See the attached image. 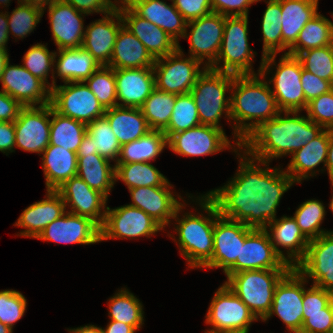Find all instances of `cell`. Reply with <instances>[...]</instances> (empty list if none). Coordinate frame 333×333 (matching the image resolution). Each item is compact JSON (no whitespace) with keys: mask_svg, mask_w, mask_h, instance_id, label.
I'll use <instances>...</instances> for the list:
<instances>
[{"mask_svg":"<svg viewBox=\"0 0 333 333\" xmlns=\"http://www.w3.org/2000/svg\"><path fill=\"white\" fill-rule=\"evenodd\" d=\"M240 161L235 177L224 185L207 193L215 203L219 215L254 229H265L276 219V208L284 192L295 183L280 169L256 166L250 157Z\"/></svg>","mask_w":333,"mask_h":333,"instance_id":"cell-1","label":"cell"},{"mask_svg":"<svg viewBox=\"0 0 333 333\" xmlns=\"http://www.w3.org/2000/svg\"><path fill=\"white\" fill-rule=\"evenodd\" d=\"M282 113L261 123L241 144V148L247 149L243 151L244 154L252 156L264 166H269L273 158L292 155L324 130L308 116L297 115L298 111H284V117ZM290 114L294 116L289 117Z\"/></svg>","mask_w":333,"mask_h":333,"instance_id":"cell-2","label":"cell"},{"mask_svg":"<svg viewBox=\"0 0 333 333\" xmlns=\"http://www.w3.org/2000/svg\"><path fill=\"white\" fill-rule=\"evenodd\" d=\"M257 74L235 75L232 82L230 119L236 121L234 135L239 149L254 129L281 112L268 82L260 80Z\"/></svg>","mask_w":333,"mask_h":333,"instance_id":"cell-3","label":"cell"},{"mask_svg":"<svg viewBox=\"0 0 333 333\" xmlns=\"http://www.w3.org/2000/svg\"><path fill=\"white\" fill-rule=\"evenodd\" d=\"M203 214L194 215L186 213L182 219H178L179 212L185 206L181 204L174 215L178 225L175 227L178 232V242L181 254L188 261L191 268H202L212 257L213 253V230L215 219L219 216L215 203L206 195L199 198Z\"/></svg>","mask_w":333,"mask_h":333,"instance_id":"cell-4","label":"cell"},{"mask_svg":"<svg viewBox=\"0 0 333 333\" xmlns=\"http://www.w3.org/2000/svg\"><path fill=\"white\" fill-rule=\"evenodd\" d=\"M289 270H244L227 275L225 284L258 319L271 310L276 285Z\"/></svg>","mask_w":333,"mask_h":333,"instance_id":"cell-5","label":"cell"},{"mask_svg":"<svg viewBox=\"0 0 333 333\" xmlns=\"http://www.w3.org/2000/svg\"><path fill=\"white\" fill-rule=\"evenodd\" d=\"M235 74L219 72L207 67L198 77L190 90L201 125L219 127L221 115L225 112L230 119V97L225 98L226 91H231Z\"/></svg>","mask_w":333,"mask_h":333,"instance_id":"cell-6","label":"cell"},{"mask_svg":"<svg viewBox=\"0 0 333 333\" xmlns=\"http://www.w3.org/2000/svg\"><path fill=\"white\" fill-rule=\"evenodd\" d=\"M247 35L248 16L225 17L221 47L216 61L209 68L235 75L256 74L251 66L255 52L249 47Z\"/></svg>","mask_w":333,"mask_h":333,"instance_id":"cell-7","label":"cell"},{"mask_svg":"<svg viewBox=\"0 0 333 333\" xmlns=\"http://www.w3.org/2000/svg\"><path fill=\"white\" fill-rule=\"evenodd\" d=\"M258 319L241 299L224 283L215 292L206 315L213 329L205 333H248Z\"/></svg>","mask_w":333,"mask_h":333,"instance_id":"cell-8","label":"cell"},{"mask_svg":"<svg viewBox=\"0 0 333 333\" xmlns=\"http://www.w3.org/2000/svg\"><path fill=\"white\" fill-rule=\"evenodd\" d=\"M178 48L173 52L158 58L153 65L155 88L174 95L187 94L193 88L198 77L205 71L200 70L201 61L191 56L183 59V52Z\"/></svg>","mask_w":333,"mask_h":333,"instance_id":"cell-9","label":"cell"},{"mask_svg":"<svg viewBox=\"0 0 333 333\" xmlns=\"http://www.w3.org/2000/svg\"><path fill=\"white\" fill-rule=\"evenodd\" d=\"M254 228L218 216L213 230V253L211 259L202 268H222L226 276L240 272L241 244Z\"/></svg>","mask_w":333,"mask_h":333,"instance_id":"cell-10","label":"cell"},{"mask_svg":"<svg viewBox=\"0 0 333 333\" xmlns=\"http://www.w3.org/2000/svg\"><path fill=\"white\" fill-rule=\"evenodd\" d=\"M85 82H65L51 88L50 104L59 114L89 124L103 117L105 109Z\"/></svg>","mask_w":333,"mask_h":333,"instance_id":"cell-11","label":"cell"},{"mask_svg":"<svg viewBox=\"0 0 333 333\" xmlns=\"http://www.w3.org/2000/svg\"><path fill=\"white\" fill-rule=\"evenodd\" d=\"M308 282L295 267H292L276 285L271 310L263 322L276 314L291 333H300L303 325L304 283Z\"/></svg>","mask_w":333,"mask_h":333,"instance_id":"cell-12","label":"cell"},{"mask_svg":"<svg viewBox=\"0 0 333 333\" xmlns=\"http://www.w3.org/2000/svg\"><path fill=\"white\" fill-rule=\"evenodd\" d=\"M163 227L141 209L125 205L110 209L107 207L103 225L100 227V241L145 236L150 237Z\"/></svg>","mask_w":333,"mask_h":333,"instance_id":"cell-13","label":"cell"},{"mask_svg":"<svg viewBox=\"0 0 333 333\" xmlns=\"http://www.w3.org/2000/svg\"><path fill=\"white\" fill-rule=\"evenodd\" d=\"M269 83H273L271 89L276 98L277 105L281 111H300L305 110L307 101L302 89L301 75L302 65L300 60L293 55L285 54L279 60Z\"/></svg>","mask_w":333,"mask_h":333,"instance_id":"cell-14","label":"cell"},{"mask_svg":"<svg viewBox=\"0 0 333 333\" xmlns=\"http://www.w3.org/2000/svg\"><path fill=\"white\" fill-rule=\"evenodd\" d=\"M224 26L225 16L215 12L187 22L183 38L190 41L189 56L202 63H204V58H207L208 62L205 63V66L210 67L217 59L223 39ZM187 27L191 28L189 35Z\"/></svg>","mask_w":333,"mask_h":333,"instance_id":"cell-15","label":"cell"},{"mask_svg":"<svg viewBox=\"0 0 333 333\" xmlns=\"http://www.w3.org/2000/svg\"><path fill=\"white\" fill-rule=\"evenodd\" d=\"M51 104L24 107L14 121L15 147L24 151L42 153L50 140Z\"/></svg>","mask_w":333,"mask_h":333,"instance_id":"cell-16","label":"cell"},{"mask_svg":"<svg viewBox=\"0 0 333 333\" xmlns=\"http://www.w3.org/2000/svg\"><path fill=\"white\" fill-rule=\"evenodd\" d=\"M0 82L2 91L20 102L24 107L48 105L50 103L51 89L32 75L22 65H9L4 67Z\"/></svg>","mask_w":333,"mask_h":333,"instance_id":"cell-17","label":"cell"},{"mask_svg":"<svg viewBox=\"0 0 333 333\" xmlns=\"http://www.w3.org/2000/svg\"><path fill=\"white\" fill-rule=\"evenodd\" d=\"M230 144L221 128L209 125L177 132L168 139V147L183 156L211 155L229 148Z\"/></svg>","mask_w":333,"mask_h":333,"instance_id":"cell-18","label":"cell"},{"mask_svg":"<svg viewBox=\"0 0 333 333\" xmlns=\"http://www.w3.org/2000/svg\"><path fill=\"white\" fill-rule=\"evenodd\" d=\"M56 191L61 195L65 206L71 203L69 205L70 213L90 218L99 227L103 225L108 198L99 191L92 189L79 176L71 177Z\"/></svg>","mask_w":333,"mask_h":333,"instance_id":"cell-19","label":"cell"},{"mask_svg":"<svg viewBox=\"0 0 333 333\" xmlns=\"http://www.w3.org/2000/svg\"><path fill=\"white\" fill-rule=\"evenodd\" d=\"M295 268L315 286L333 293V231L310 240L305 258Z\"/></svg>","mask_w":333,"mask_h":333,"instance_id":"cell-20","label":"cell"},{"mask_svg":"<svg viewBox=\"0 0 333 333\" xmlns=\"http://www.w3.org/2000/svg\"><path fill=\"white\" fill-rule=\"evenodd\" d=\"M37 239L65 244H95L101 242L100 227L90 218L66 211L49 224Z\"/></svg>","mask_w":333,"mask_h":333,"instance_id":"cell-21","label":"cell"},{"mask_svg":"<svg viewBox=\"0 0 333 333\" xmlns=\"http://www.w3.org/2000/svg\"><path fill=\"white\" fill-rule=\"evenodd\" d=\"M276 252L267 229H253L241 244L240 271L244 270H290Z\"/></svg>","mask_w":333,"mask_h":333,"instance_id":"cell-22","label":"cell"},{"mask_svg":"<svg viewBox=\"0 0 333 333\" xmlns=\"http://www.w3.org/2000/svg\"><path fill=\"white\" fill-rule=\"evenodd\" d=\"M116 19L115 22L113 19ZM123 19L118 8L102 19L92 22L85 29L81 48L89 52L100 66H108L112 57L114 44Z\"/></svg>","mask_w":333,"mask_h":333,"instance_id":"cell-23","label":"cell"},{"mask_svg":"<svg viewBox=\"0 0 333 333\" xmlns=\"http://www.w3.org/2000/svg\"><path fill=\"white\" fill-rule=\"evenodd\" d=\"M48 8L51 32L58 50L81 48L85 33L82 14L85 13L61 0H54Z\"/></svg>","mask_w":333,"mask_h":333,"instance_id":"cell-24","label":"cell"},{"mask_svg":"<svg viewBox=\"0 0 333 333\" xmlns=\"http://www.w3.org/2000/svg\"><path fill=\"white\" fill-rule=\"evenodd\" d=\"M124 26L135 35L156 60L173 53L178 43L164 30L138 16L129 6L117 7Z\"/></svg>","mask_w":333,"mask_h":333,"instance_id":"cell-25","label":"cell"},{"mask_svg":"<svg viewBox=\"0 0 333 333\" xmlns=\"http://www.w3.org/2000/svg\"><path fill=\"white\" fill-rule=\"evenodd\" d=\"M169 181L164 186L135 187L129 189L132 203L129 204L141 209L163 228L174 218L177 208L182 204L173 196Z\"/></svg>","mask_w":333,"mask_h":333,"instance_id":"cell-26","label":"cell"},{"mask_svg":"<svg viewBox=\"0 0 333 333\" xmlns=\"http://www.w3.org/2000/svg\"><path fill=\"white\" fill-rule=\"evenodd\" d=\"M268 227L275 252L291 267H296L306 256L309 240L303 235L295 219L283 216L270 221L265 229ZM277 246L288 249V256L285 257Z\"/></svg>","mask_w":333,"mask_h":333,"instance_id":"cell-27","label":"cell"},{"mask_svg":"<svg viewBox=\"0 0 333 333\" xmlns=\"http://www.w3.org/2000/svg\"><path fill=\"white\" fill-rule=\"evenodd\" d=\"M114 76L121 107L140 108L155 89L153 68L114 69Z\"/></svg>","mask_w":333,"mask_h":333,"instance_id":"cell-28","label":"cell"},{"mask_svg":"<svg viewBox=\"0 0 333 333\" xmlns=\"http://www.w3.org/2000/svg\"><path fill=\"white\" fill-rule=\"evenodd\" d=\"M47 193L46 199L27 207L18 218L15 225L26 228L20 236L37 239L49 224L66 212L61 195L55 190H48Z\"/></svg>","mask_w":333,"mask_h":333,"instance_id":"cell-29","label":"cell"},{"mask_svg":"<svg viewBox=\"0 0 333 333\" xmlns=\"http://www.w3.org/2000/svg\"><path fill=\"white\" fill-rule=\"evenodd\" d=\"M128 6L141 18L160 27L179 44L178 38L184 36L187 21L173 3L167 5L160 0H134Z\"/></svg>","mask_w":333,"mask_h":333,"instance_id":"cell-30","label":"cell"},{"mask_svg":"<svg viewBox=\"0 0 333 333\" xmlns=\"http://www.w3.org/2000/svg\"><path fill=\"white\" fill-rule=\"evenodd\" d=\"M155 59L124 25L119 29L108 67L113 69L153 68Z\"/></svg>","mask_w":333,"mask_h":333,"instance_id":"cell-31","label":"cell"},{"mask_svg":"<svg viewBox=\"0 0 333 333\" xmlns=\"http://www.w3.org/2000/svg\"><path fill=\"white\" fill-rule=\"evenodd\" d=\"M328 143L329 129H324L312 141L292 154V159L285 172L294 182L298 183L302 181L303 178H308L309 175L314 176V168L320 163L326 166Z\"/></svg>","mask_w":333,"mask_h":333,"instance_id":"cell-32","label":"cell"},{"mask_svg":"<svg viewBox=\"0 0 333 333\" xmlns=\"http://www.w3.org/2000/svg\"><path fill=\"white\" fill-rule=\"evenodd\" d=\"M282 12L280 0H268L262 17L263 54L259 77L264 78L266 72L275 64V57L282 50Z\"/></svg>","mask_w":333,"mask_h":333,"instance_id":"cell-33","label":"cell"},{"mask_svg":"<svg viewBox=\"0 0 333 333\" xmlns=\"http://www.w3.org/2000/svg\"><path fill=\"white\" fill-rule=\"evenodd\" d=\"M282 50L291 48L305 24L318 12V0H280Z\"/></svg>","mask_w":333,"mask_h":333,"instance_id":"cell-34","label":"cell"},{"mask_svg":"<svg viewBox=\"0 0 333 333\" xmlns=\"http://www.w3.org/2000/svg\"><path fill=\"white\" fill-rule=\"evenodd\" d=\"M42 153L47 191H56L71 177L77 175V153L55 145H49Z\"/></svg>","mask_w":333,"mask_h":333,"instance_id":"cell-35","label":"cell"},{"mask_svg":"<svg viewBox=\"0 0 333 333\" xmlns=\"http://www.w3.org/2000/svg\"><path fill=\"white\" fill-rule=\"evenodd\" d=\"M104 117L121 146L138 140L151 130L140 108L115 106L107 109Z\"/></svg>","mask_w":333,"mask_h":333,"instance_id":"cell-36","label":"cell"},{"mask_svg":"<svg viewBox=\"0 0 333 333\" xmlns=\"http://www.w3.org/2000/svg\"><path fill=\"white\" fill-rule=\"evenodd\" d=\"M58 51L59 57L55 69L57 70V76L64 83L84 82L100 67L92 55L82 48Z\"/></svg>","mask_w":333,"mask_h":333,"instance_id":"cell-37","label":"cell"},{"mask_svg":"<svg viewBox=\"0 0 333 333\" xmlns=\"http://www.w3.org/2000/svg\"><path fill=\"white\" fill-rule=\"evenodd\" d=\"M77 159V176L108 198L116 181L115 166H110V160L99 154H89Z\"/></svg>","mask_w":333,"mask_h":333,"instance_id":"cell-38","label":"cell"},{"mask_svg":"<svg viewBox=\"0 0 333 333\" xmlns=\"http://www.w3.org/2000/svg\"><path fill=\"white\" fill-rule=\"evenodd\" d=\"M168 145L163 131L150 130L146 135L121 146L116 164L142 163L155 158Z\"/></svg>","mask_w":333,"mask_h":333,"instance_id":"cell-39","label":"cell"},{"mask_svg":"<svg viewBox=\"0 0 333 333\" xmlns=\"http://www.w3.org/2000/svg\"><path fill=\"white\" fill-rule=\"evenodd\" d=\"M333 44V23L317 13L299 33L295 44L285 54L297 56L299 53Z\"/></svg>","mask_w":333,"mask_h":333,"instance_id":"cell-40","label":"cell"},{"mask_svg":"<svg viewBox=\"0 0 333 333\" xmlns=\"http://www.w3.org/2000/svg\"><path fill=\"white\" fill-rule=\"evenodd\" d=\"M51 125L49 145L63 147L66 150L78 152L79 146L87 132V125L63 116L51 105Z\"/></svg>","mask_w":333,"mask_h":333,"instance_id":"cell-41","label":"cell"},{"mask_svg":"<svg viewBox=\"0 0 333 333\" xmlns=\"http://www.w3.org/2000/svg\"><path fill=\"white\" fill-rule=\"evenodd\" d=\"M115 180H122L128 189L164 186L168 180L156 167L147 162L115 164Z\"/></svg>","mask_w":333,"mask_h":333,"instance_id":"cell-42","label":"cell"},{"mask_svg":"<svg viewBox=\"0 0 333 333\" xmlns=\"http://www.w3.org/2000/svg\"><path fill=\"white\" fill-rule=\"evenodd\" d=\"M176 95L157 90L151 92L140 107L151 130L164 131L170 122Z\"/></svg>","mask_w":333,"mask_h":333,"instance_id":"cell-43","label":"cell"},{"mask_svg":"<svg viewBox=\"0 0 333 333\" xmlns=\"http://www.w3.org/2000/svg\"><path fill=\"white\" fill-rule=\"evenodd\" d=\"M142 307L140 300L123 288L109 300V317L138 330L144 324Z\"/></svg>","mask_w":333,"mask_h":333,"instance_id":"cell-44","label":"cell"},{"mask_svg":"<svg viewBox=\"0 0 333 333\" xmlns=\"http://www.w3.org/2000/svg\"><path fill=\"white\" fill-rule=\"evenodd\" d=\"M201 125L195 101L190 93L176 95L168 127L163 131L169 139L173 134Z\"/></svg>","mask_w":333,"mask_h":333,"instance_id":"cell-45","label":"cell"},{"mask_svg":"<svg viewBox=\"0 0 333 333\" xmlns=\"http://www.w3.org/2000/svg\"><path fill=\"white\" fill-rule=\"evenodd\" d=\"M87 133L92 138L94 150H97L100 156L117 162L121 145L104 116L87 124Z\"/></svg>","mask_w":333,"mask_h":333,"instance_id":"cell-46","label":"cell"},{"mask_svg":"<svg viewBox=\"0 0 333 333\" xmlns=\"http://www.w3.org/2000/svg\"><path fill=\"white\" fill-rule=\"evenodd\" d=\"M84 82H87L86 85L105 110L118 106L116 79L113 68L100 66Z\"/></svg>","mask_w":333,"mask_h":333,"instance_id":"cell-47","label":"cell"},{"mask_svg":"<svg viewBox=\"0 0 333 333\" xmlns=\"http://www.w3.org/2000/svg\"><path fill=\"white\" fill-rule=\"evenodd\" d=\"M325 216V207L318 200H307L295 211L293 218L303 235L310 241L331 231L320 229Z\"/></svg>","mask_w":333,"mask_h":333,"instance_id":"cell-48","label":"cell"},{"mask_svg":"<svg viewBox=\"0 0 333 333\" xmlns=\"http://www.w3.org/2000/svg\"><path fill=\"white\" fill-rule=\"evenodd\" d=\"M47 45L44 44H35L33 45L23 56L22 65L26 68L32 75L38 77L42 80L50 89L56 85L54 70H51V66L55 64V58L57 56V52H49ZM52 71V84L48 83L47 76L48 72Z\"/></svg>","mask_w":333,"mask_h":333,"instance_id":"cell-49","label":"cell"},{"mask_svg":"<svg viewBox=\"0 0 333 333\" xmlns=\"http://www.w3.org/2000/svg\"><path fill=\"white\" fill-rule=\"evenodd\" d=\"M296 57L303 69L333 84V44L301 52Z\"/></svg>","mask_w":333,"mask_h":333,"instance_id":"cell-50","label":"cell"},{"mask_svg":"<svg viewBox=\"0 0 333 333\" xmlns=\"http://www.w3.org/2000/svg\"><path fill=\"white\" fill-rule=\"evenodd\" d=\"M44 11L38 7L20 3L11 15L7 12L8 32L18 38L30 34L39 23Z\"/></svg>","mask_w":333,"mask_h":333,"instance_id":"cell-51","label":"cell"},{"mask_svg":"<svg viewBox=\"0 0 333 333\" xmlns=\"http://www.w3.org/2000/svg\"><path fill=\"white\" fill-rule=\"evenodd\" d=\"M26 307V299L19 291H0V322L4 325L12 329L14 323L23 317Z\"/></svg>","mask_w":333,"mask_h":333,"instance_id":"cell-52","label":"cell"},{"mask_svg":"<svg viewBox=\"0 0 333 333\" xmlns=\"http://www.w3.org/2000/svg\"><path fill=\"white\" fill-rule=\"evenodd\" d=\"M307 116L324 129L333 128V89L308 102Z\"/></svg>","mask_w":333,"mask_h":333,"instance_id":"cell-53","label":"cell"},{"mask_svg":"<svg viewBox=\"0 0 333 333\" xmlns=\"http://www.w3.org/2000/svg\"><path fill=\"white\" fill-rule=\"evenodd\" d=\"M300 333H333V300L324 312L303 313Z\"/></svg>","mask_w":333,"mask_h":333,"instance_id":"cell-54","label":"cell"},{"mask_svg":"<svg viewBox=\"0 0 333 333\" xmlns=\"http://www.w3.org/2000/svg\"><path fill=\"white\" fill-rule=\"evenodd\" d=\"M333 300V293L312 285L304 290L303 313L324 312V308Z\"/></svg>","mask_w":333,"mask_h":333,"instance_id":"cell-55","label":"cell"},{"mask_svg":"<svg viewBox=\"0 0 333 333\" xmlns=\"http://www.w3.org/2000/svg\"><path fill=\"white\" fill-rule=\"evenodd\" d=\"M301 83L307 103L333 89V84L330 81L321 79L303 68Z\"/></svg>","mask_w":333,"mask_h":333,"instance_id":"cell-56","label":"cell"},{"mask_svg":"<svg viewBox=\"0 0 333 333\" xmlns=\"http://www.w3.org/2000/svg\"><path fill=\"white\" fill-rule=\"evenodd\" d=\"M178 12L189 22L212 11L210 0H171Z\"/></svg>","mask_w":333,"mask_h":333,"instance_id":"cell-57","label":"cell"},{"mask_svg":"<svg viewBox=\"0 0 333 333\" xmlns=\"http://www.w3.org/2000/svg\"><path fill=\"white\" fill-rule=\"evenodd\" d=\"M257 1L261 0H210L212 11L225 17L248 16V7Z\"/></svg>","mask_w":333,"mask_h":333,"instance_id":"cell-58","label":"cell"},{"mask_svg":"<svg viewBox=\"0 0 333 333\" xmlns=\"http://www.w3.org/2000/svg\"><path fill=\"white\" fill-rule=\"evenodd\" d=\"M62 2L72 5L77 11L86 15L93 12L108 14L117 9V5L111 0H61Z\"/></svg>","mask_w":333,"mask_h":333,"instance_id":"cell-59","label":"cell"},{"mask_svg":"<svg viewBox=\"0 0 333 333\" xmlns=\"http://www.w3.org/2000/svg\"><path fill=\"white\" fill-rule=\"evenodd\" d=\"M23 108L20 102L4 91H0V121L14 122Z\"/></svg>","mask_w":333,"mask_h":333,"instance_id":"cell-60","label":"cell"},{"mask_svg":"<svg viewBox=\"0 0 333 333\" xmlns=\"http://www.w3.org/2000/svg\"><path fill=\"white\" fill-rule=\"evenodd\" d=\"M15 141L14 122L0 121V151L7 154L13 152Z\"/></svg>","mask_w":333,"mask_h":333,"instance_id":"cell-61","label":"cell"},{"mask_svg":"<svg viewBox=\"0 0 333 333\" xmlns=\"http://www.w3.org/2000/svg\"><path fill=\"white\" fill-rule=\"evenodd\" d=\"M103 333H135L137 331L133 326L111 320Z\"/></svg>","mask_w":333,"mask_h":333,"instance_id":"cell-62","label":"cell"},{"mask_svg":"<svg viewBox=\"0 0 333 333\" xmlns=\"http://www.w3.org/2000/svg\"><path fill=\"white\" fill-rule=\"evenodd\" d=\"M7 12L0 13V50H6V44L9 38Z\"/></svg>","mask_w":333,"mask_h":333,"instance_id":"cell-63","label":"cell"},{"mask_svg":"<svg viewBox=\"0 0 333 333\" xmlns=\"http://www.w3.org/2000/svg\"><path fill=\"white\" fill-rule=\"evenodd\" d=\"M98 154L97 150H94L93 142L91 136L86 132L82 142L79 146L77 157H85V155Z\"/></svg>","mask_w":333,"mask_h":333,"instance_id":"cell-64","label":"cell"},{"mask_svg":"<svg viewBox=\"0 0 333 333\" xmlns=\"http://www.w3.org/2000/svg\"><path fill=\"white\" fill-rule=\"evenodd\" d=\"M325 167L328 170L330 180H333V128L329 129L328 154Z\"/></svg>","mask_w":333,"mask_h":333,"instance_id":"cell-65","label":"cell"},{"mask_svg":"<svg viewBox=\"0 0 333 333\" xmlns=\"http://www.w3.org/2000/svg\"><path fill=\"white\" fill-rule=\"evenodd\" d=\"M69 333H103V330L101 327H97L94 325H85L76 329H70Z\"/></svg>","mask_w":333,"mask_h":333,"instance_id":"cell-66","label":"cell"},{"mask_svg":"<svg viewBox=\"0 0 333 333\" xmlns=\"http://www.w3.org/2000/svg\"><path fill=\"white\" fill-rule=\"evenodd\" d=\"M54 0H18V4L19 3H24V4H28L31 6H35L38 7L40 9H42L43 11L46 10V5H50Z\"/></svg>","mask_w":333,"mask_h":333,"instance_id":"cell-67","label":"cell"},{"mask_svg":"<svg viewBox=\"0 0 333 333\" xmlns=\"http://www.w3.org/2000/svg\"><path fill=\"white\" fill-rule=\"evenodd\" d=\"M9 60V55L7 51L0 50V78L2 72L4 71V67Z\"/></svg>","mask_w":333,"mask_h":333,"instance_id":"cell-68","label":"cell"},{"mask_svg":"<svg viewBox=\"0 0 333 333\" xmlns=\"http://www.w3.org/2000/svg\"><path fill=\"white\" fill-rule=\"evenodd\" d=\"M13 330L7 326V325H4L3 323L0 322V333H12Z\"/></svg>","mask_w":333,"mask_h":333,"instance_id":"cell-69","label":"cell"},{"mask_svg":"<svg viewBox=\"0 0 333 333\" xmlns=\"http://www.w3.org/2000/svg\"><path fill=\"white\" fill-rule=\"evenodd\" d=\"M134 0H121L119 3L123 4L122 6L130 5Z\"/></svg>","mask_w":333,"mask_h":333,"instance_id":"cell-70","label":"cell"},{"mask_svg":"<svg viewBox=\"0 0 333 333\" xmlns=\"http://www.w3.org/2000/svg\"><path fill=\"white\" fill-rule=\"evenodd\" d=\"M330 181H331V185H332V188H333V180H330ZM329 207H330V209H331L332 212H333V196H332V199H331V201H330Z\"/></svg>","mask_w":333,"mask_h":333,"instance_id":"cell-71","label":"cell"},{"mask_svg":"<svg viewBox=\"0 0 333 333\" xmlns=\"http://www.w3.org/2000/svg\"><path fill=\"white\" fill-rule=\"evenodd\" d=\"M10 0H0V5L3 3L4 5L7 6V3H10L9 2ZM2 2V3H1Z\"/></svg>","mask_w":333,"mask_h":333,"instance_id":"cell-72","label":"cell"}]
</instances>
